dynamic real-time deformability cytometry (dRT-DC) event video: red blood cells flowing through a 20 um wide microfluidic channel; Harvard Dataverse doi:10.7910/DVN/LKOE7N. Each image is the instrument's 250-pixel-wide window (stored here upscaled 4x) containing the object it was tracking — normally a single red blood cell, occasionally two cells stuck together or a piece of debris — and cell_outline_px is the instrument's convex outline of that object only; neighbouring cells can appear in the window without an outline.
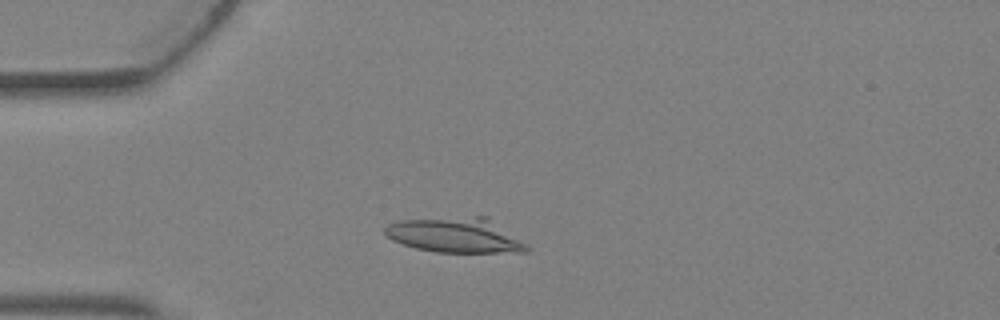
{"species": "Egyptian fruit bat (a non-hibernating species)", "species_latin": "Rousettus aegyptiacus", "temperature_condition": "warm", "stored_images_in_passage": 2, "camera_frame_rate_fps": 3000, "um_per_image_px": 0.085, "animal": {"sex": "female"}, "frame": {"image": 1, "passage_image": 2, "time_ms": 0.333, "image_size_px": [1000, 320], "cell_outline_px": [[532, 248], [528, 252], [436, 252], [416, 248], [392, 240], [384, 232], [384, 228], [388, 224], [396, 220], [476, 216], [488, 216]], "centroid_in_image_um": [38.73, 19.98], "position_along_channel_um": 46.3, "area_um2": 28.96}}